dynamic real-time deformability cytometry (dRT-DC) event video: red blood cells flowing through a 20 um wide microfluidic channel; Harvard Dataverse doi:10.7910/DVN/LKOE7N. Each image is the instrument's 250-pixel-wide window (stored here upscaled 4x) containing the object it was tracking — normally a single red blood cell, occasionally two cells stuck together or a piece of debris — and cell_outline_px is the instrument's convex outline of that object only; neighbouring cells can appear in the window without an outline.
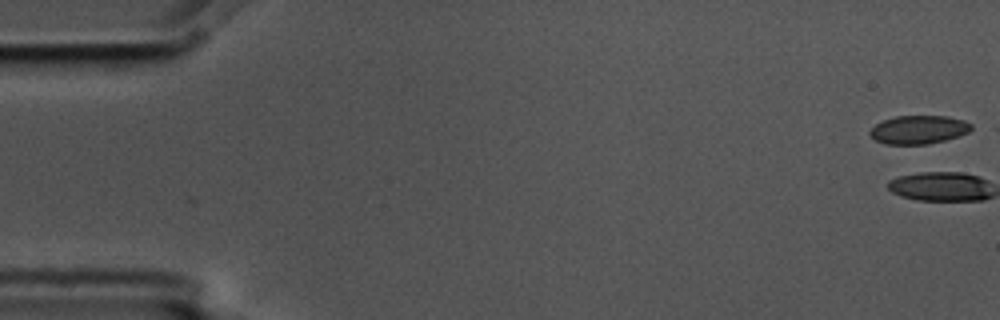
{"species": "common noctule bat (a hibernating species)", "species_latin": "Nyctalus noctula", "temperature_condition": "cold", "stored_images_in_passage": 5, "camera_frame_rate_fps": 3000, "um_per_image_px": 0.085, "animal": {"sex": "male", "body_mass_g": 17.5, "forearm_length_mm": 52.3}, "frame": {"image": 1, "passage_image": 1, "time_ms": 0.0, "image_size_px": [1000, 320], "cell_outline_px": [[972, 128], [968, 132], [944, 140], [928, 144], [884, 144], [876, 140], [868, 132], [876, 124], [884, 120], [896, 116], [948, 116], [964, 120], [972, 124]], "centroid_in_image_um": [78.08, 11.01], "position_along_channel_um": 6.9, "area_um2": 16.65}}